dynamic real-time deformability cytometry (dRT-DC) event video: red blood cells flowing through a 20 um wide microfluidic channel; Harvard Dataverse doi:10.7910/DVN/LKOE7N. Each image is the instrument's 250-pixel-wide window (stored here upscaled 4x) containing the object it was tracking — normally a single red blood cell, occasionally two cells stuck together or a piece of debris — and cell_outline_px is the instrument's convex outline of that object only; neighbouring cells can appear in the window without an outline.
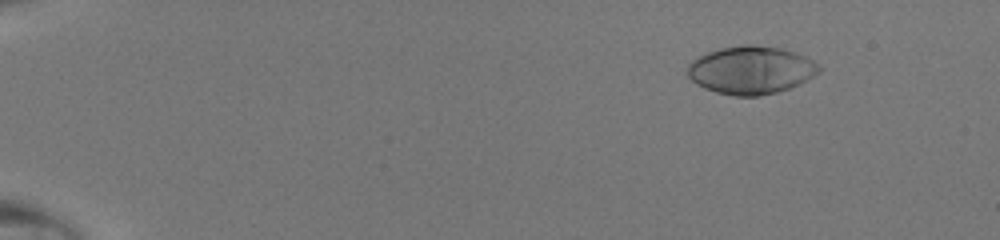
{"species": "human", "species_latin": "Homo sapiens", "temperature_condition": "room temperature", "stored_images_in_passage": 49, "camera_frame_rate_fps": 3000, "um_per_image_px": 0.085, "donor": {"sex": "male"}, "frame": {"image": 1, "passage_image": 7, "time_ms": 2.0, "image_size_px": [1000, 240], "cell_outline_px": [[820, 72], [800, 84], [776, 92], [756, 96], [736, 96], [716, 92], [704, 88], [696, 84], [688, 76], [688, 64], [692, 60], [708, 52], [720, 48], [744, 44], [756, 44], [780, 48], [804, 56], [820, 64]], "centroid_in_image_um": [63.83, 5.95], "position_along_channel_um": 21.2, "area_um2": 36.65}}
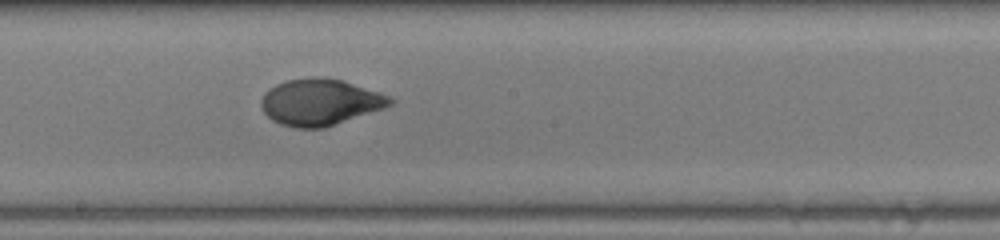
{"frame": {"image": 2, "passage_image": 30, "time_ms": 9.667, "image_size_px": [1000, 240], "cell_outline_px": [[396, 100], [392, 104], [384, 108], [324, 128], [296, 128], [280, 124], [272, 120], [264, 112], [260, 104], [260, 100], [264, 92], [268, 88], [284, 80], [312, 76], [324, 76], [344, 80], [392, 96]], "centroid_in_image_um": [27.21, 8.66], "position_along_channel_um": 221.0, "area_um2": 35.49}}
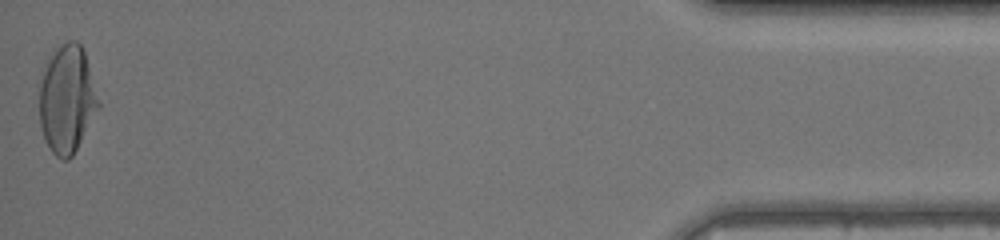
{"frame": {"image": 3, "passage_image": 49, "time_ms": 16.0, "image_size_px": [1000, 240], "cell_outline_px": [[100, 104], [72, 156], [68, 160], [64, 160], [56, 156], [52, 152], [44, 140], [40, 124], [40, 84], [48, 60], [56, 48], [60, 44], [68, 40], [76, 40], [80, 44], [84, 52]], "centroid_in_image_um": [5.68, 8.44], "position_along_channel_um": 429.5, "area_um2": 36.36}}